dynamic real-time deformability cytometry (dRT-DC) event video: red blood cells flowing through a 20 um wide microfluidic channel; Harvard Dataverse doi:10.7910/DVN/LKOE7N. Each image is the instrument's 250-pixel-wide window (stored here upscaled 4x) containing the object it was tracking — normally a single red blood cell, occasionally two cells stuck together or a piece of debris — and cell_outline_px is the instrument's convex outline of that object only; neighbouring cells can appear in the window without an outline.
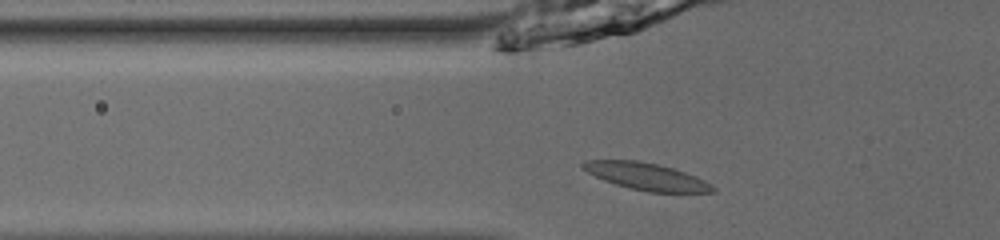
{"species": "common noctule bat (a hibernating species)", "species_latin": "Nyctalus noctula", "temperature_condition": "room temperature", "stored_images_in_passage": 36, "camera_frame_rate_fps": 3000, "um_per_image_px": 0.085, "animal": {"sex": "male", "body_mass_g": 13.0, "forearm_length_mm": 53.1}, "frame": {"image": 1, "passage_image": 3, "time_ms": 0.667, "image_size_px": [1000, 240], "cell_outline_px": [[716, 192], [648, 192], [628, 188], [604, 180], [580, 168], [580, 164], [584, 160], [636, 160], [656, 164], [672, 168], [696, 176], [712, 184], [716, 188]], "centroid_in_image_um": [54.93, 15.0], "position_along_channel_um": 70.9, "area_um2": 20.46}}
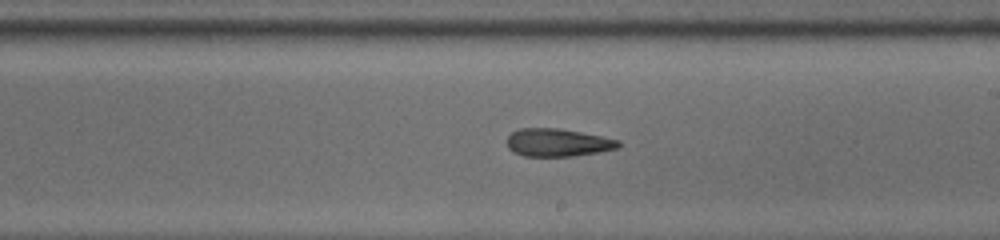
{"frame": {"image": 2, "passage_image": 16, "time_ms": 5.0, "image_size_px": [1000, 240], "cell_outline_px": [[620, 144], [616, 148], [600, 152], [572, 156], [524, 156], [512, 152], [508, 148], [508, 136], [512, 132], [520, 128], [556, 128], [580, 132], [620, 140]], "centroid_in_image_um": [47.38, 12.12], "position_along_channel_um": 241.6, "area_um2": 17.98}}
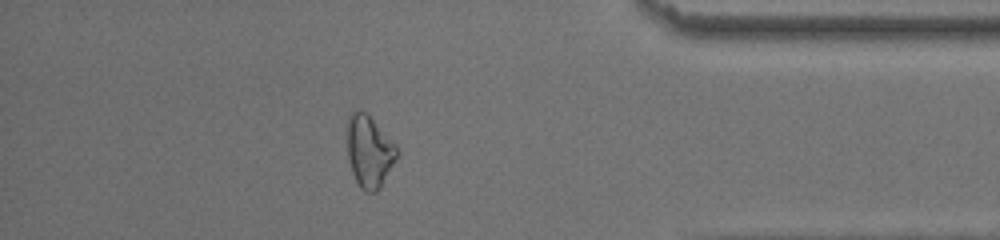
{"frame": {"image": 3, "passage_image": 30, "time_ms": 9.667, "image_size_px": [1000, 240], "cell_outline_px": [[396, 156], [380, 188], [376, 192], [364, 192], [360, 188], [352, 172], [348, 156], [348, 116], [356, 108], [360, 108], [368, 112], [396, 144]], "centroid_in_image_um": [31.37, 12.81], "position_along_channel_um": 403.8, "area_um2": 20.81}, "authors_computed_cell_mechanics": {"area_um2": 19.3341, "velocity_mm_per_s": 3.9511, "shape_relaxation_time_tau1_ms": 3.6853, "shape_relaxation_time_tau2_ms": 3.4969, "deformation_change_tau1": 0.1173, "deformation_change_tau2": 0.1381}}